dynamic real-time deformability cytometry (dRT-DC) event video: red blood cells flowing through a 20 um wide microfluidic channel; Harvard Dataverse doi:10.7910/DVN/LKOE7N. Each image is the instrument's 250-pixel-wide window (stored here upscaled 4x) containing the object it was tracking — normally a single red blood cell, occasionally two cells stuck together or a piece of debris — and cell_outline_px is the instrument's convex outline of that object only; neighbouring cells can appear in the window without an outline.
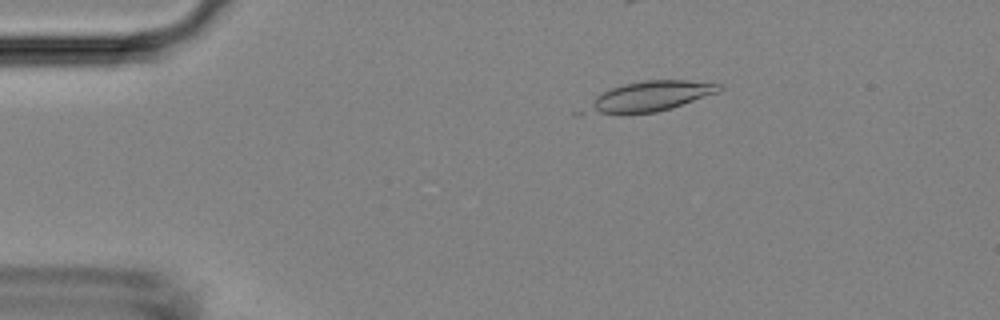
{"species": "Egyptian fruit bat (a non-hibernating species)", "species_latin": "Rousettus aegyptiacus", "temperature_condition": "room temperature", "stored_images_in_passage": 3, "camera_frame_rate_fps": 3000, "um_per_image_px": 0.085, "animal": {"sex": "female"}, "frame": {"image": 1, "passage_image": 1, "time_ms": 0.0, "image_size_px": [1000, 320], "cell_outline_px": [[724, 88], [720, 92], [672, 108], [656, 112], [620, 116], [572, 116], [572, 112], [596, 96], [612, 88], [624, 84], [644, 80], [688, 80], [724, 84]], "centroid_in_image_um": [54.97, 8.28], "position_along_channel_um": 30.0, "area_um2": 25.14}}
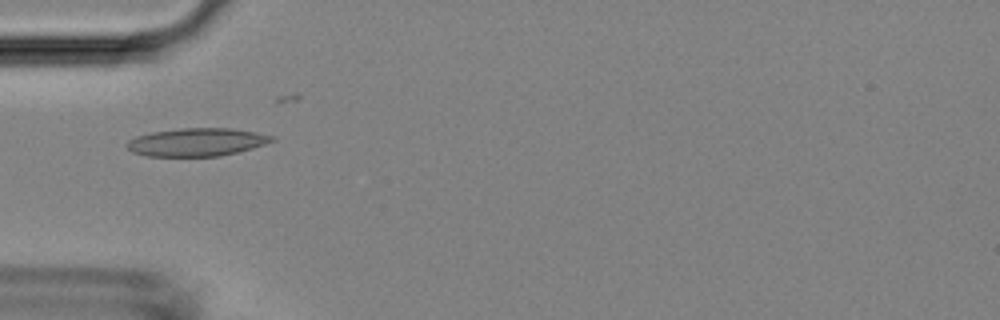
{"frame": {"image": 2, "passage_image": 2, "time_ms": 2.333, "image_size_px": [1000, 320], "cell_outline_px": [[276, 140], [252, 148], [220, 156], [148, 156], [132, 152], [124, 144], [128, 140], [136, 136], [152, 132], [180, 128], [232, 128], [256, 132], [276, 136]], "centroid_in_image_um": [16.73, 12.07], "position_along_channel_um": 68.3, "area_um2": 23.76}}